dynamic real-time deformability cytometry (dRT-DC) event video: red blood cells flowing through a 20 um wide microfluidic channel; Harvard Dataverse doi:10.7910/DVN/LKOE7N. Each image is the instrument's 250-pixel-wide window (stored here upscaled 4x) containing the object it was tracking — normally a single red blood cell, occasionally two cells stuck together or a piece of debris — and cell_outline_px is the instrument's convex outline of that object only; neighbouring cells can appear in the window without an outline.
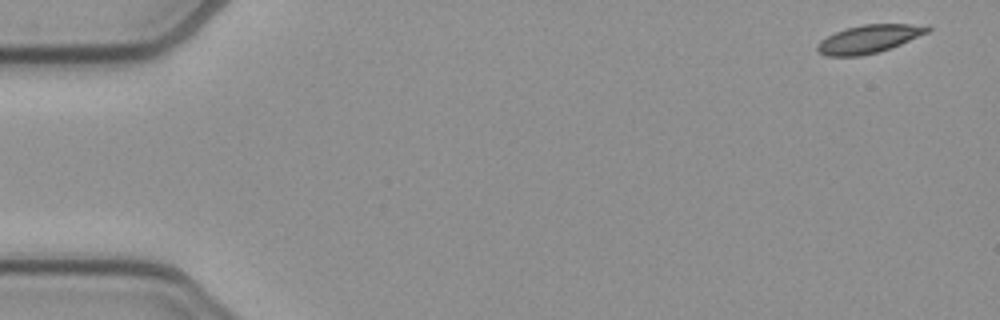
{"species": "common noctule bat (a hibernating species)", "species_latin": "Nyctalus noctula", "temperature_condition": "cold", "stored_images_in_passage": 52, "camera_frame_rate_fps": 3000, "um_per_image_px": 0.085, "animal": {"sex": "female", "body_mass_g": 21.9}, "frame": {"image": 1, "passage_image": 1, "time_ms": 0.0, "image_size_px": [1000, 320], "cell_outline_px": [[932, 28], [928, 32], [900, 44], [880, 52], [860, 56], [828, 56], [820, 52], [816, 48], [816, 44], [820, 40], [844, 28], [864, 24], [928, 24]], "centroid_in_image_um": [73.87, 3.3], "position_along_channel_um": 11.1, "area_um2": 18.09}}
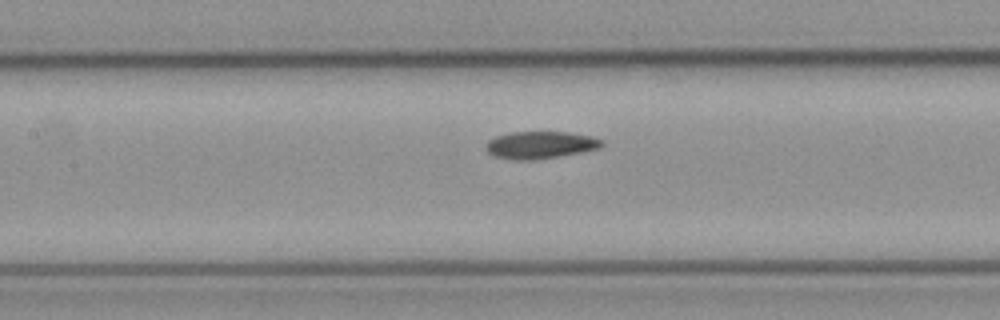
{"frame": {"image": 2, "passage_image": 23, "time_ms": 7.333, "image_size_px": [1000, 320], "cell_outline_px": [[604, 144], [600, 148], [584, 152], [560, 156], [532, 160], [512, 160], [492, 156], [488, 152], [484, 144], [488, 140], [496, 136], [512, 132], [568, 132], [592, 136], [604, 140]], "centroid_in_image_um": [45.93, 12.33], "position_along_channel_um": 161.5, "area_um2": 18.73}}
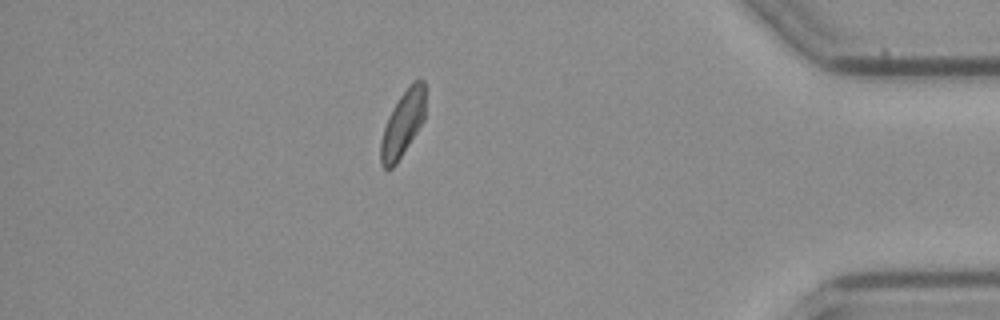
{"frame": {"image": 3, "passage_image": 45, "time_ms": 14.667, "image_size_px": [1000, 320], "cell_outline_px": [[424, 120], [396, 164], [392, 168], [384, 168], [380, 164], [380, 140], [388, 116], [392, 108], [408, 84], [412, 80], [424, 80]], "centroid_in_image_um": [34.21, 10.51], "position_along_channel_um": 401.0, "area_um2": 16.99}}